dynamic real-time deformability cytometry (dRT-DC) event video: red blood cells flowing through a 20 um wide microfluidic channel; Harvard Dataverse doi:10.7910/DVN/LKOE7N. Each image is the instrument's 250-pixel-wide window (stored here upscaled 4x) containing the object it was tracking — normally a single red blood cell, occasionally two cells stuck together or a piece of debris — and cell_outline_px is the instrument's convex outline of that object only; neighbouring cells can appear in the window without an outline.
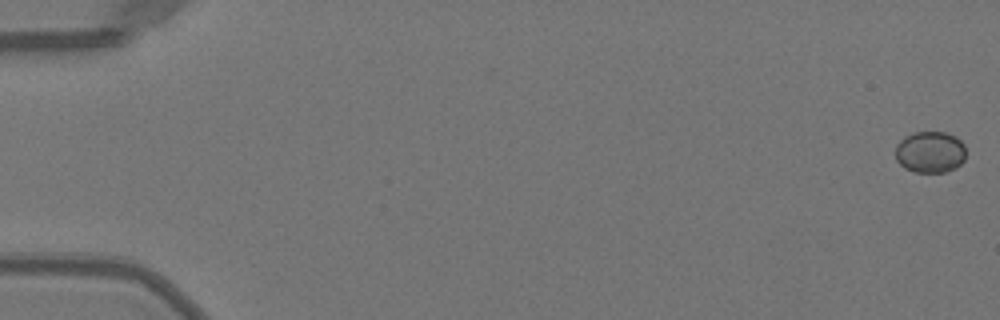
{"species": "Egyptian fruit bat (a non-hibernating species)", "species_latin": "Rousettus aegyptiacus", "temperature_condition": "warm", "stored_images_in_passage": 52, "camera_frame_rate_fps": 3000, "um_per_image_px": 0.085, "animal": {"sex": "female"}, "frame": {"image": 1, "passage_image": 1, "time_ms": 0.0, "image_size_px": [1000, 320], "cell_outline_px": [[964, 160], [956, 168], [944, 172], [912, 172], [904, 168], [896, 160], [896, 144], [904, 136], [912, 132], [944, 132], [956, 136], [964, 144]], "centroid_in_image_um": [79.04, 12.92], "position_along_channel_um": 6.0, "area_um2": 17.22}}
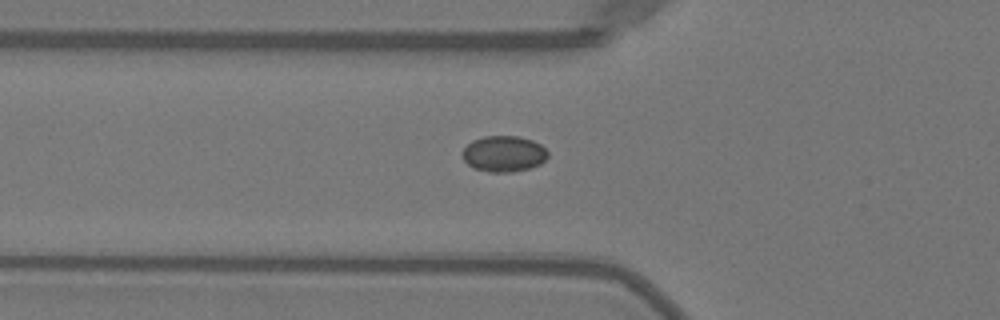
{"frame": {"image": 2, "passage_image": 19, "time_ms": 6.0, "image_size_px": [1000, 320], "cell_outline_px": [[548, 156], [540, 164], [528, 168], [512, 172], [488, 172], [472, 168], [464, 160], [460, 152], [472, 140], [484, 136], [520, 136], [532, 140], [540, 144], [548, 152]], "centroid_in_image_um": [42.79, 13.07], "position_along_channel_um": 83.0, "area_um2": 18.03}}
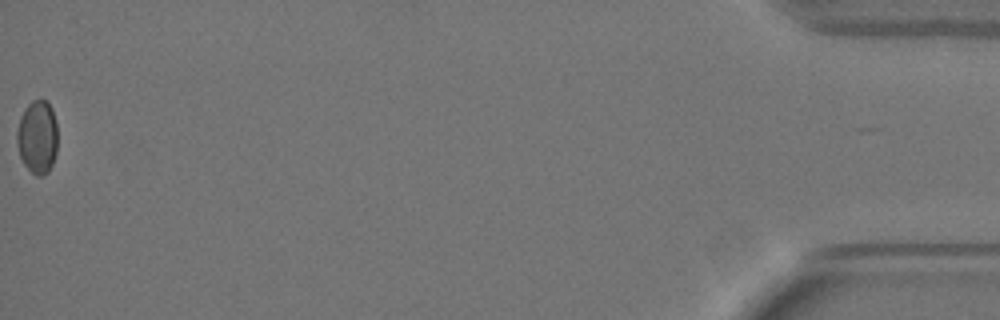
{"frame": {"image": 3, "passage_image": 52, "time_ms": 17.0, "image_size_px": [1000, 320], "cell_outline_px": [[56, 152], [52, 164], [48, 172], [40, 176], [36, 176], [24, 164], [20, 156], [16, 144], [16, 132], [20, 116], [24, 108], [32, 100], [40, 96], [52, 108], [56, 120]], "centroid_in_image_um": [3.16, 11.6], "position_along_channel_um": 432.0, "area_um2": 17.63}}